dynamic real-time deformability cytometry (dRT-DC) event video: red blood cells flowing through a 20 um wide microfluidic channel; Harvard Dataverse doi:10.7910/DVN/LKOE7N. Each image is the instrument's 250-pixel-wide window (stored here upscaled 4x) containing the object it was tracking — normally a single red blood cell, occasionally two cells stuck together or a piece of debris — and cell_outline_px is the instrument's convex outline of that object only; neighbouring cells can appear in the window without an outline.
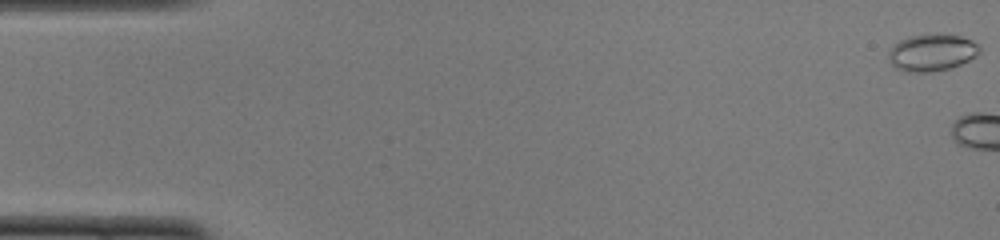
{"species": "common noctule bat (a hibernating species)", "species_latin": "Nyctalus noctula", "temperature_condition": "cold", "stored_images_in_passage": 4, "camera_frame_rate_fps": 3000, "um_per_image_px": 0.085, "animal": {"sex": "female", "body_mass_g": 22.0, "forearm_length_mm": 56.7}, "frame": {"image": 1, "passage_image": 1, "time_ms": 0.0, "image_size_px": [1000, 240], "cell_outline_px": [[980, 52], [976, 56], [952, 68], [932, 72], [904, 72], [896, 68], [888, 60], [888, 52], [892, 44], [908, 36], [936, 32], [960, 36], [972, 40], [980, 44]], "centroid_in_image_um": [79.2, 4.44], "position_along_channel_um": 5.8, "area_um2": 20.23}}